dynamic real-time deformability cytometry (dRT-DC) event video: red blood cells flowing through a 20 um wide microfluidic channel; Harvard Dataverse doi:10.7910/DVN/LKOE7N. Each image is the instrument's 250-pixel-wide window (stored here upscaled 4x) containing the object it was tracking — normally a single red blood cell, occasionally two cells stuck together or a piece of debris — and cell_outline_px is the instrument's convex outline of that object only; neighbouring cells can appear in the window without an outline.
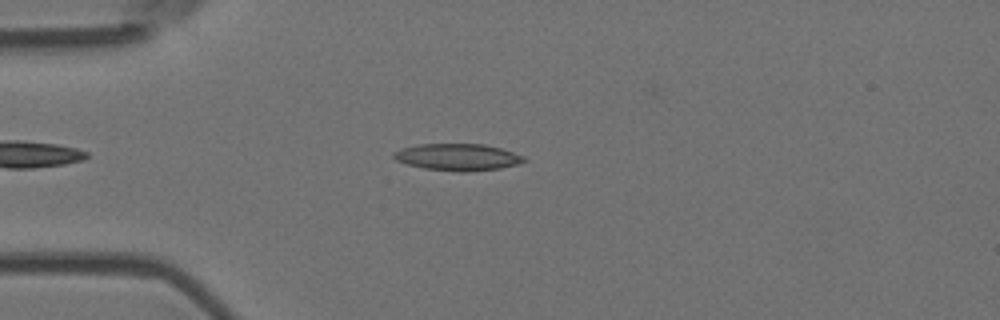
{"species": "Egyptian fruit bat (a non-hibernating species)", "species_latin": "Rousettus aegyptiacus", "temperature_condition": "room temperature", "stored_images_in_passage": 1, "camera_frame_rate_fps": 3000, "um_per_image_px": 0.085, "animal": {"sex": "female"}, "frame": {"image": 1, "passage_image": 1, "time_ms": 0.0, "image_size_px": [1000, 320], "cell_outline_px": [[528, 160], [516, 164], [500, 168], [468, 172], [460, 172], [424, 168], [408, 164], [396, 160], [392, 156], [392, 152], [400, 148], [420, 144], [484, 144], [500, 148], [524, 156]], "centroid_in_image_um": [38.88, 13.35], "position_along_channel_um": 46.1, "area_um2": 20.35}}